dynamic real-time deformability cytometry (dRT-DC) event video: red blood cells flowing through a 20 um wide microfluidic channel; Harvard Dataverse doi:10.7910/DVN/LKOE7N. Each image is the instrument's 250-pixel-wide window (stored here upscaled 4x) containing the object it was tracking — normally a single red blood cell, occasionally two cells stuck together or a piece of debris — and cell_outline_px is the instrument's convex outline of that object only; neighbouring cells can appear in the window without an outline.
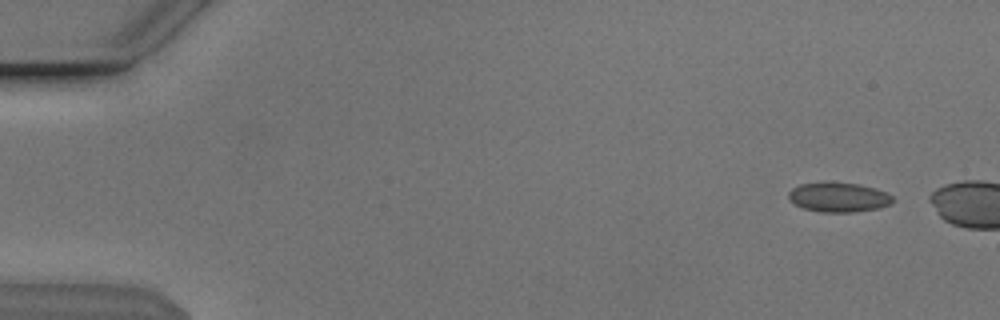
{"species": "Egyptian fruit bat (a non-hibernating species)", "species_latin": "Rousettus aegyptiacus", "temperature_condition": "cold", "stored_images_in_passage": 5, "camera_frame_rate_fps": 3000, "um_per_image_px": 0.085, "animal": {"sex": "male"}, "frame": {"image": 1, "passage_image": 2, "time_ms": 0.333, "image_size_px": [1000, 320], "cell_outline_px": [[896, 200], [892, 204], [880, 208], [852, 212], [820, 212], [804, 208], [796, 204], [788, 196], [788, 192], [792, 188], [800, 184], [860, 184], [876, 188], [892, 196]], "centroid_in_image_um": [71.35, 16.79], "position_along_channel_um": 13.7, "area_um2": 17.51}}